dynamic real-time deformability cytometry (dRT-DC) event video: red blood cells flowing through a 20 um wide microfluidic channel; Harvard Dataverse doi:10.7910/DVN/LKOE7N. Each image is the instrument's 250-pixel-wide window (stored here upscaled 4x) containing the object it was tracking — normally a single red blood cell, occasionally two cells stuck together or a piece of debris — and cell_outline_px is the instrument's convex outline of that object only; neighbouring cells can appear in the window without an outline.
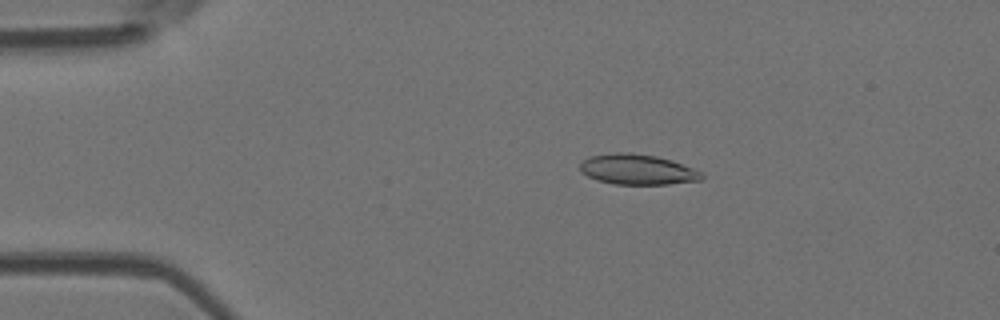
{"species": "Egyptian fruit bat (a non-hibernating species)", "species_latin": "Rousettus aegyptiacus", "temperature_condition": "room temperature", "stored_images_in_passage": 45, "camera_frame_rate_fps": 3000, "um_per_image_px": 0.085, "animal": {"sex": "female"}, "frame": {"image": 1, "passage_image": 2, "time_ms": 0.333, "image_size_px": [1000, 320], "cell_outline_px": [[704, 176], [700, 180], [668, 184], [616, 184], [596, 180], [580, 172], [580, 164], [584, 160], [592, 156], [616, 152], [628, 152], [656, 156], [672, 160], [704, 172]], "centroid_in_image_um": [54.2, 14.4], "position_along_channel_um": 30.8, "area_um2": 21.5}}
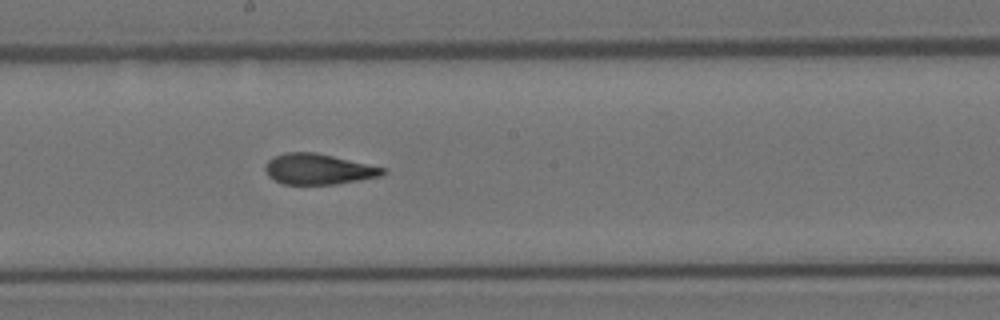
{"frame": {"image": 2, "passage_image": 21, "time_ms": 6.667, "image_size_px": [1000, 320], "cell_outline_px": [[388, 172], [380, 176], [360, 180], [336, 184], [284, 184], [272, 180], [268, 176], [264, 168], [264, 164], [272, 156], [284, 152], [316, 152], [388, 168]], "centroid_in_image_um": [27.05, 14.37], "position_along_channel_um": 221.1, "area_um2": 21.39}}
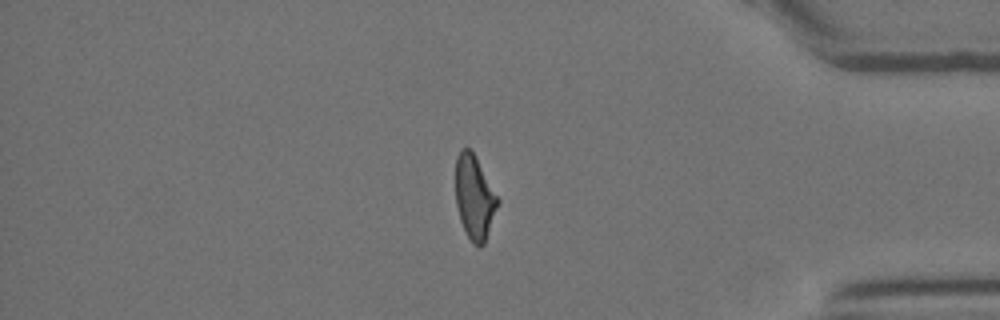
{"frame": {"image": 3, "passage_image": 37, "time_ms": 12.0, "image_size_px": [1000, 320], "cell_outline_px": [[500, 200], [484, 244], [480, 248], [472, 244], [460, 220], [456, 204], [456, 156], [460, 148], [472, 148]], "centroid_in_image_um": [40.33, 16.74], "position_along_channel_um": 394.9, "area_um2": 20.81}, "authors_computed_cell_mechanics": {"area_um2": 21.386, "velocity_mm_per_s": 3.7974, "shape_relaxation_time_tau1_ms": 8.6541, "shape_relaxation_time_tau2_ms": 1.6432, "deformation_change_tau1": 0.2213, "deformation_change_tau2": 0.0886}}